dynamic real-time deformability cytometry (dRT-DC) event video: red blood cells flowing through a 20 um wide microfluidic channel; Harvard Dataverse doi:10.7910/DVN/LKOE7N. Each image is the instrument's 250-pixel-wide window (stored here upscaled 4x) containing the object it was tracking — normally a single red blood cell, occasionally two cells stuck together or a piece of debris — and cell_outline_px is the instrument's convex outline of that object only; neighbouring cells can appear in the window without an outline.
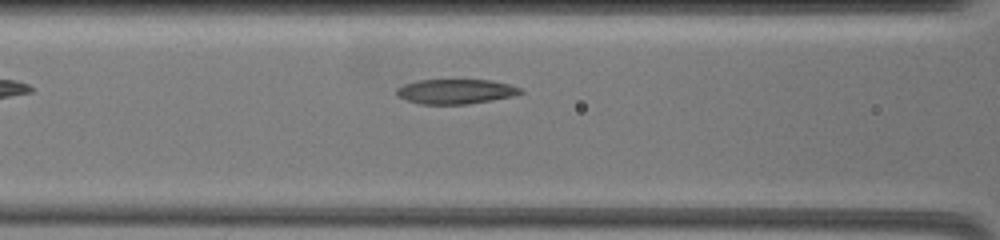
{"species": "common noctule bat (a hibernating species)", "species_latin": "Nyctalus noctula", "temperature_condition": "warm", "stored_images_in_passage": 19, "camera_frame_rate_fps": 3000, "um_per_image_px": 0.085, "animal": {"sex": "female", "body_mass_g": 19.5, "forearm_length_mm": 54.1}, "frame": {"image": 1, "passage_image": 3, "time_ms": 0.667, "image_size_px": [1000, 240], "cell_outline_px": [[524, 92], [512, 96], [492, 100], [468, 104], [420, 104], [396, 96], [396, 88], [404, 84], [416, 80], [492, 80], [508, 84], [520, 88]], "centroid_in_image_um": [38.7, 7.77], "position_along_channel_um": 127.9, "area_um2": 17.86}}
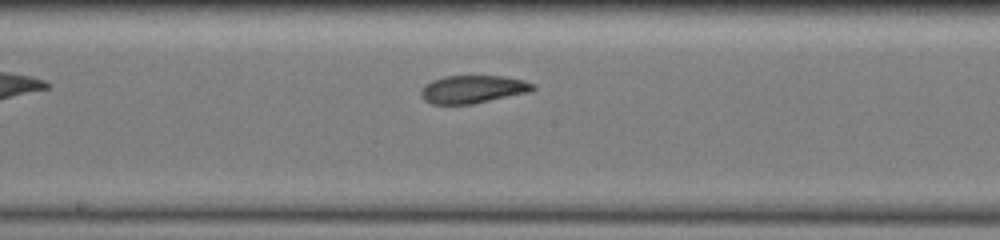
{"frame": {"image": 2, "passage_image": 10, "time_ms": 3.0, "image_size_px": [1000, 240], "cell_outline_px": [[536, 88], [532, 92], [472, 104], [432, 104], [424, 100], [420, 96], [420, 92], [432, 80], [444, 76], [504, 76], [524, 80], [536, 84]], "centroid_in_image_um": [40.26, 7.59], "position_along_channel_um": 207.9, "area_um2": 18.32}}
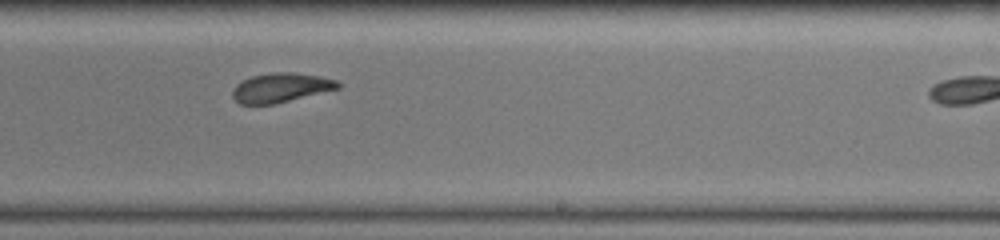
{"frame": {"image": 3, "passage_image": 15, "time_ms": 4.667, "image_size_px": [1000, 240], "cell_outline_px": [[344, 84], [340, 88], [276, 104], [240, 104], [232, 96], [232, 92], [236, 84], [252, 76], [272, 72], [296, 72], [320, 76], [336, 80]], "centroid_in_image_um": [23.91, 7.45], "position_along_channel_um": 265.1, "area_um2": 18.15}}